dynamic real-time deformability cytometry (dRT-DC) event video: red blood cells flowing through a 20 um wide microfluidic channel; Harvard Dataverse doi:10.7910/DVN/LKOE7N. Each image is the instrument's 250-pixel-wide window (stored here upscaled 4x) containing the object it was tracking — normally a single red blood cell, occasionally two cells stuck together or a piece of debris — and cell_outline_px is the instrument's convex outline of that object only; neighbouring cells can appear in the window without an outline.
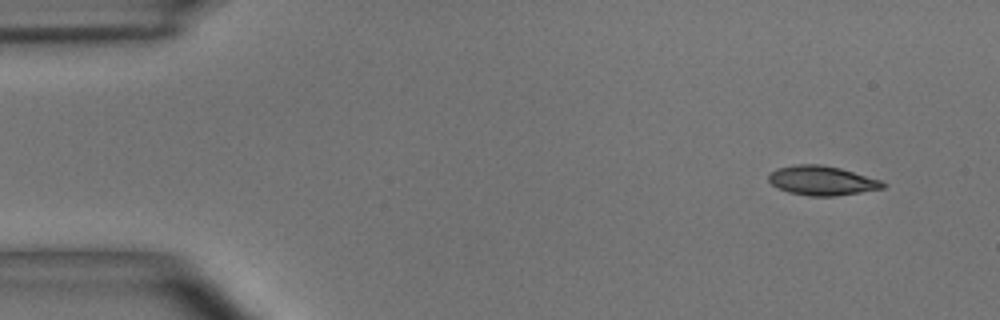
{"species": "common noctule bat (a hibernating species)", "species_latin": "Nyctalus noctula", "temperature_condition": "room temperature", "stored_images_in_passage": 4, "camera_frame_rate_fps": 3000, "um_per_image_px": 0.085, "animal": {"sex": "male", "body_mass_g": 15.6}, "frame": {"image": 1, "passage_image": 1, "time_ms": 0.0, "image_size_px": [1000, 320], "cell_outline_px": [[888, 184], [884, 188], [836, 196], [808, 196], [788, 192], [772, 184], [768, 180], [768, 176], [776, 168], [796, 164], [820, 164], [840, 168], [880, 180]], "centroid_in_image_um": [69.86, 15.35], "position_along_channel_um": 15.1, "area_um2": 19.48}}
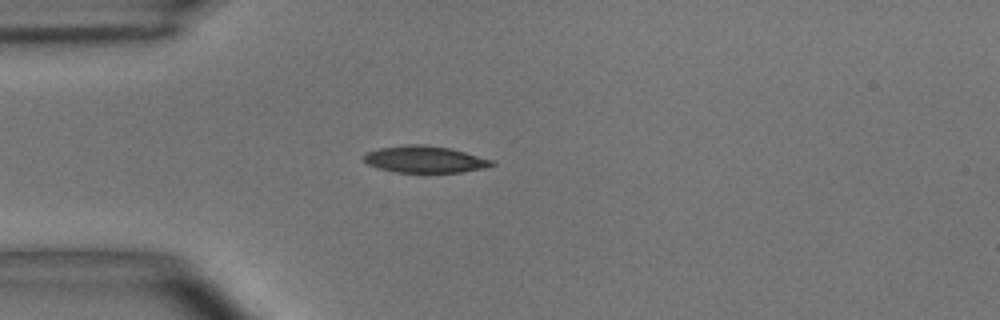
{"frame": {"image": 2, "passage_image": 4, "time_ms": 1.0, "image_size_px": [1000, 320], "cell_outline_px": [[496, 164], [484, 168], [460, 172], [396, 172], [380, 168], [368, 164], [360, 160], [360, 156], [368, 152], [380, 148], [408, 144], [424, 144], [452, 148], [492, 160]], "centroid_in_image_um": [36.08, 13.53], "position_along_channel_um": 48.9, "area_um2": 20.0}}